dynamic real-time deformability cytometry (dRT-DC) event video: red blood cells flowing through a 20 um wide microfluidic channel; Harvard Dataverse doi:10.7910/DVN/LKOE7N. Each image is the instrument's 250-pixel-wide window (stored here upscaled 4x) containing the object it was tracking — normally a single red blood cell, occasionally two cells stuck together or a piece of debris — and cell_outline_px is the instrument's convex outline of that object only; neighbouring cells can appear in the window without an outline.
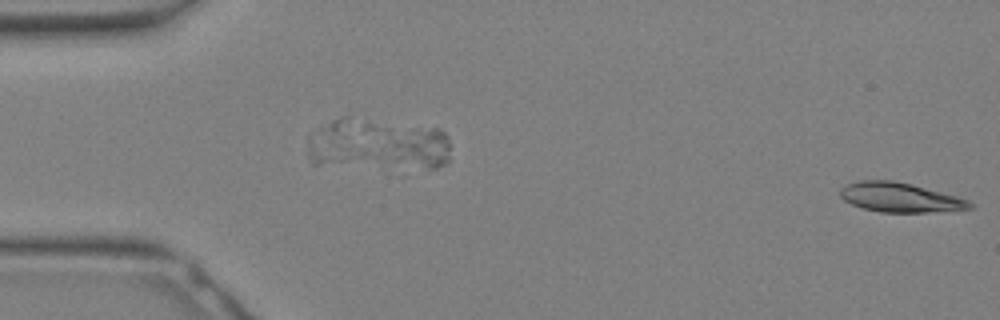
{"species": "Egyptian fruit bat (a non-hibernating species)", "species_latin": "Rousettus aegyptiacus", "temperature_condition": "warm", "stored_images_in_passage": 10, "segment_of_instrument_passage": [2, 2], "camera_frame_rate_fps": 3000, "um_per_image_px": 0.085, "animal": {"sex": "female"}, "frame": {"image": 1, "passage_image": 10, "time_ms": 3.0, "image_size_px": [1000, 320], "cell_outline_px": [[972, 208], [928, 212], [880, 212], [864, 208], [852, 204], [844, 200], [840, 196], [840, 188], [848, 184], [860, 180], [892, 180], [912, 184], [956, 196], [968, 200], [972, 204]], "centroid_in_image_um": [76.47, 16.77], "position_along_channel_um": 8.5, "area_um2": 21.96}}